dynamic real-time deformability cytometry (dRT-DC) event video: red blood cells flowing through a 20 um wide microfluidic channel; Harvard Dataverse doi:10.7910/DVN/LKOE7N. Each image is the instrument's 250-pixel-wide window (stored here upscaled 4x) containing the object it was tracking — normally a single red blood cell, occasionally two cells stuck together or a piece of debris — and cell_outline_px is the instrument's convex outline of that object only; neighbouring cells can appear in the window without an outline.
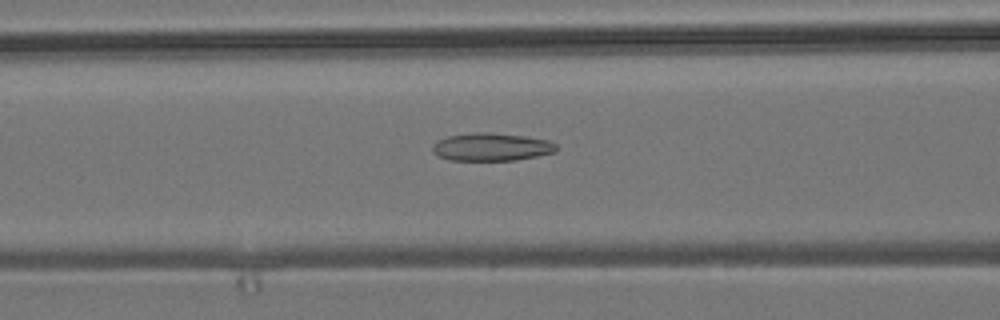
{"species": "common noctule bat (a hibernating species)", "species_latin": "Nyctalus noctula", "temperature_condition": "room temperature", "stored_images_in_passage": 50, "camera_frame_rate_fps": 3000, "um_per_image_px": 0.085, "animal": {"sex": "male", "body_mass_g": 19.2, "forearm_length_mm": 51.8}, "frame": {"image": 1, "passage_image": 18, "time_ms": 5.667, "image_size_px": [1000, 320], "cell_outline_px": [[556, 152], [516, 160], [452, 160], [440, 156], [432, 152], [432, 144], [436, 140], [448, 136], [476, 132], [488, 132], [524, 136], [548, 140], [556, 144]], "centroid_in_image_um": [41.75, 12.48], "position_along_channel_um": 124.8, "area_um2": 20.06}}
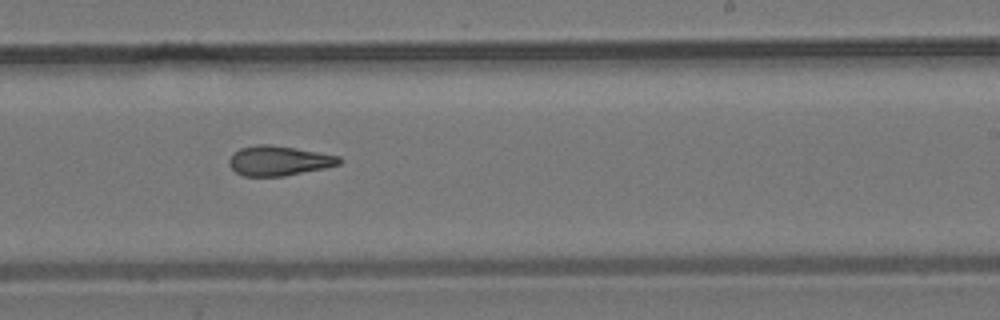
{"frame": {"image": 2, "passage_image": 29, "time_ms": 9.333, "image_size_px": [1000, 320], "cell_outline_px": [[344, 160], [340, 164], [324, 168], [284, 176], [244, 176], [236, 172], [228, 164], [228, 160], [240, 148], [256, 144], [268, 144], [296, 148], [340, 156]], "centroid_in_image_um": [23.72, 13.66], "position_along_channel_um": 265.3, "area_um2": 19.07}}
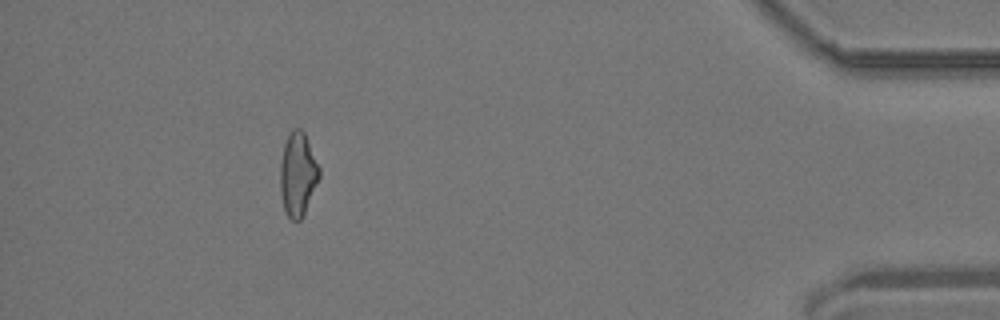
{"frame": {"image": 3, "passage_image": 45, "time_ms": 14.667, "image_size_px": [1000, 320], "cell_outline_px": [[320, 176], [304, 212], [300, 220], [292, 220], [288, 216], [284, 208], [280, 192], [280, 164], [284, 144], [292, 128], [300, 128], [304, 132], [320, 168]], "centroid_in_image_um": [25.3, 14.78], "position_along_channel_um": 409.9, "area_um2": 18.79}, "authors_computed_cell_mechanics": {"area_um2": 19.5653, "velocity_mm_per_s": 3.8351, "shape_relaxation_time_tau1_ms": null, "shape_relaxation_time_tau2_ms": 3.4438, "deformation_change_tau1": null, "deformation_change_tau2": 0.1281}}